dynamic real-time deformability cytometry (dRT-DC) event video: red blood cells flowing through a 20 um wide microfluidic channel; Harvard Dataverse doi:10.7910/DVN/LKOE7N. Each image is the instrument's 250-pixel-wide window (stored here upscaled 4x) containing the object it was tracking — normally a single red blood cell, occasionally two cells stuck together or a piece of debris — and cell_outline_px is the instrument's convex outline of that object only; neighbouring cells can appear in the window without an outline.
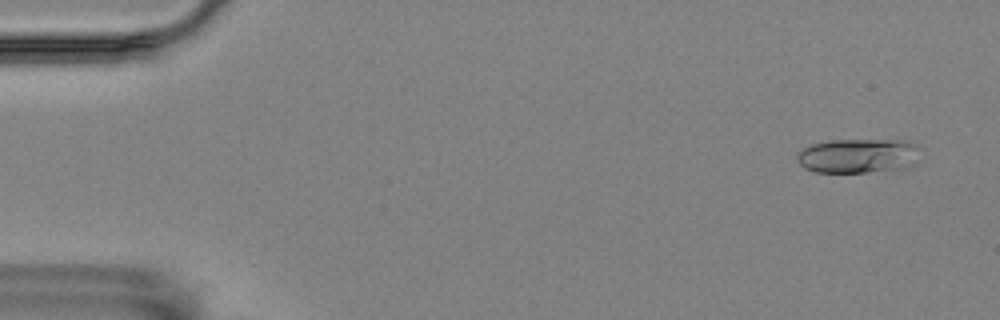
{"species": "Egyptian fruit bat (a non-hibernating species)", "species_latin": "Rousettus aegyptiacus", "temperature_condition": "room temperature", "stored_images_in_passage": 54, "camera_frame_rate_fps": 3000, "um_per_image_px": 0.085, "animal": {"sex": "female"}, "frame": {"image": 1, "passage_image": 3, "time_ms": 0.667, "image_size_px": [1000, 320], "cell_outline_px": [[920, 148], [912, 164], [908, 168], [868, 172], [816, 172], [804, 168], [796, 160], [796, 156], [804, 148], [812, 144], [832, 140], [908, 140]], "centroid_in_image_um": [72.93, 13.24], "position_along_channel_um": 12.1, "area_um2": 24.68}}
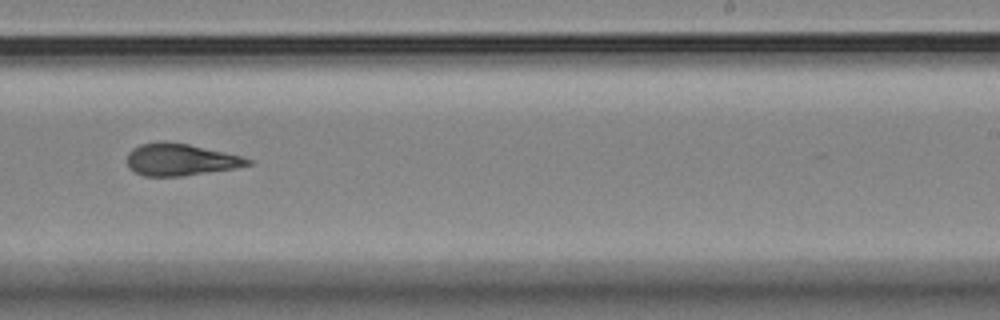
{"frame": {"image": 2, "passage_image": 35, "time_ms": 11.333, "image_size_px": [1000, 320], "cell_outline_px": [[252, 164], [236, 168], [184, 176], [144, 176], [128, 168], [128, 152], [132, 148], [140, 144], [164, 140], [188, 144], [224, 152], [240, 156], [252, 160]], "centroid_in_image_um": [15.31, 13.56], "position_along_channel_um": 273.7, "area_um2": 22.54}}
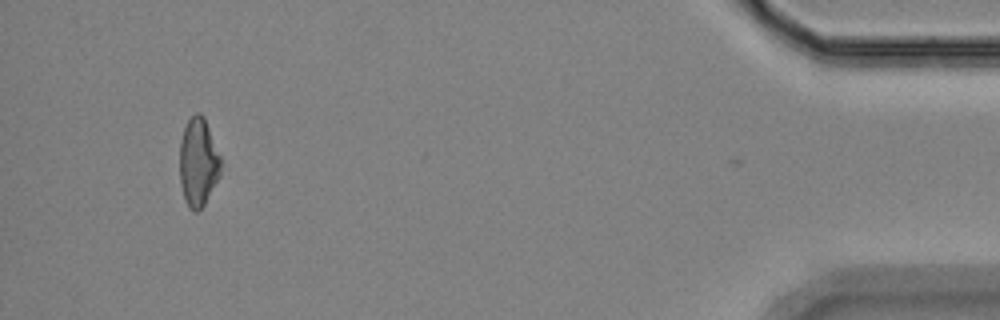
{"frame": {"image": 3, "passage_image": 53, "time_ms": 17.333, "image_size_px": [1000, 320], "cell_outline_px": [[220, 176], [204, 204], [196, 212], [192, 212], [188, 208], [184, 200], [180, 184], [180, 140], [184, 128], [188, 120], [196, 112], [200, 112], [204, 116], [220, 156]], "centroid_in_image_um": [16.83, 13.81], "position_along_channel_um": 418.4, "area_um2": 21.21}, "authors_computed_cell_mechanics": {"area_um2": 22.5709, "velocity_mm_per_s": 3.5396, "shape_relaxation_time_tau1_ms": 8.5101, "shape_relaxation_time_tau2_ms": 4.5769, "deformation_change_tau1": 0.2024, "deformation_change_tau2": 0.1355}}